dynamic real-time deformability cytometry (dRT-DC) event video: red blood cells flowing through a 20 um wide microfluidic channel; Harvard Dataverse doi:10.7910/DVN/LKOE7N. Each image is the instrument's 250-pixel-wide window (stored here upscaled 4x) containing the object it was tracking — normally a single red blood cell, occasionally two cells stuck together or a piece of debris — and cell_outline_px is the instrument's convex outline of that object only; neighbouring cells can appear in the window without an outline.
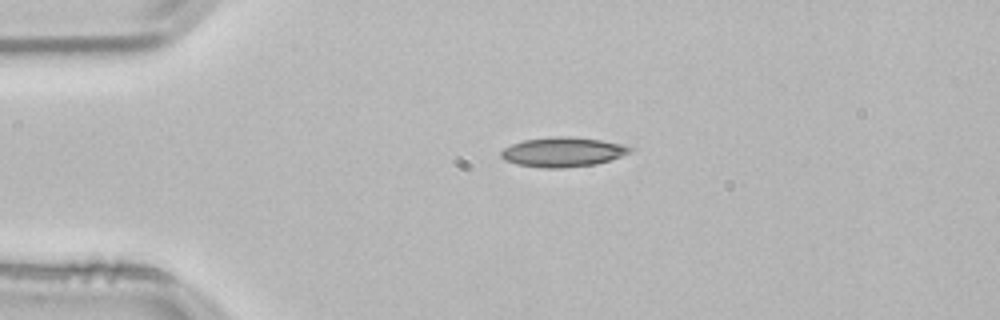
{"species": "common noctule bat (a hibernating species)", "species_latin": "Nyctalus noctula", "temperature_condition": "room temperature", "stored_images_in_passage": 42, "camera_frame_rate_fps": 3000, "um_per_image_px": 0.085, "animal": {"sex": "male", "body_mass_g": 21.5, "forearm_length_mm": 52.0}, "frame": {"image": 1, "passage_image": 1, "time_ms": 0.0, "image_size_px": [1000, 320], "cell_outline_px": [[636, 148], [632, 152], [612, 160], [596, 164], [564, 168], [544, 168], [516, 164], [504, 160], [500, 156], [500, 152], [504, 148], [512, 144], [524, 140], [548, 136], [568, 136], [600, 140], [624, 144]], "centroid_in_image_um": [47.88, 12.92], "position_along_channel_um": 37.1, "area_um2": 22.6}}
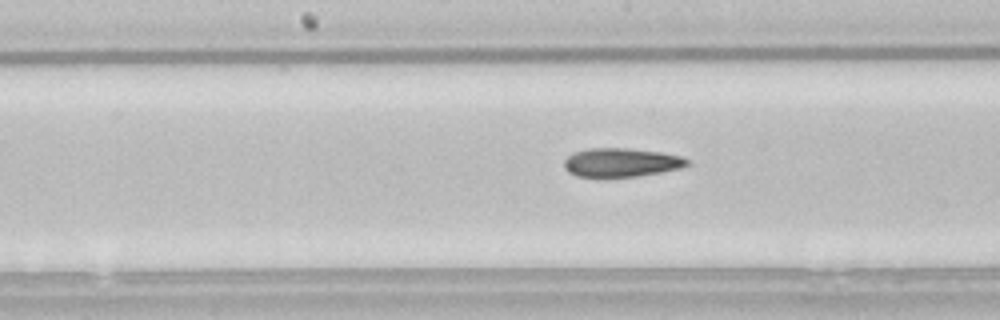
{"frame": {"image": 2, "passage_image": 16, "time_ms": 5.0, "image_size_px": [1000, 320], "cell_outline_px": [[688, 164], [680, 168], [660, 172], [636, 176], [576, 176], [568, 172], [564, 168], [564, 160], [572, 152], [588, 148], [628, 148], [660, 152], [680, 156], [688, 160]], "centroid_in_image_um": [52.75, 13.79], "position_along_channel_um": 195.4, "area_um2": 20.4}}
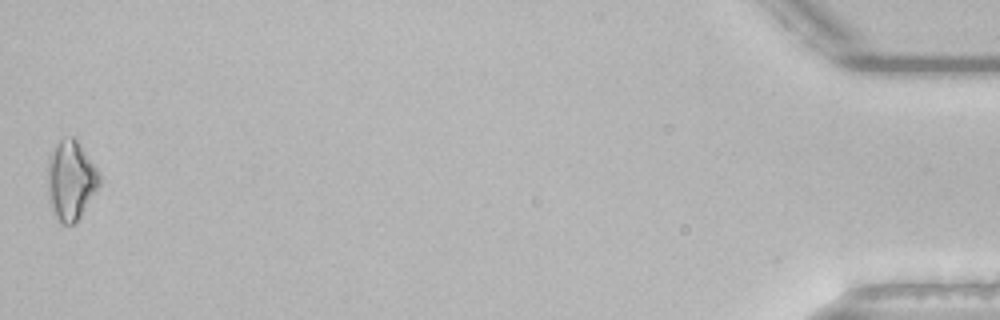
{"frame": {"image": 3, "passage_image": 42, "time_ms": 13.667, "image_size_px": [1000, 320], "cell_outline_px": [[100, 184], [80, 216], [72, 224], [60, 224], [48, 200], [48, 156], [56, 144], [64, 136], [72, 136], [76, 140], [100, 172]], "centroid_in_image_um": [6.01, 15.3], "position_along_channel_um": 429.2, "area_um2": 23.76}}